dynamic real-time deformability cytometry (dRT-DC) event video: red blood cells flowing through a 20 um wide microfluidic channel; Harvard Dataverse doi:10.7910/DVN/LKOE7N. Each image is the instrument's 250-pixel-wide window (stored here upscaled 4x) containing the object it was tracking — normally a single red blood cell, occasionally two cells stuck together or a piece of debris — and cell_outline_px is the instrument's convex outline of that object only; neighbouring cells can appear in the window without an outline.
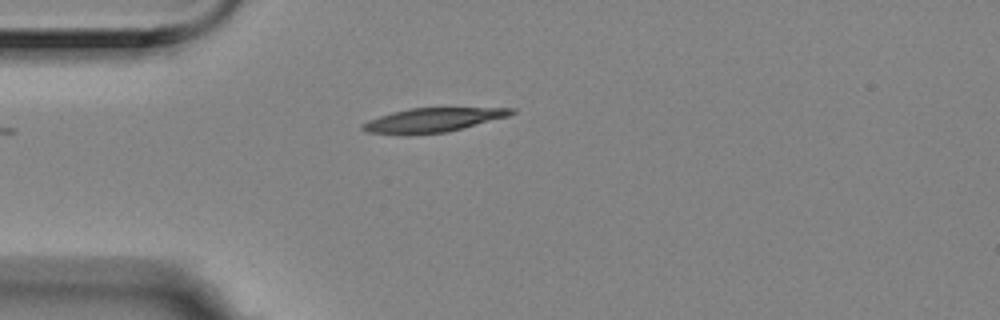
{"species": "Egyptian fruit bat (a non-hibernating species)", "species_latin": "Rousettus aegyptiacus", "temperature_condition": "room temperature", "stored_images_in_passage": 1, "camera_frame_rate_fps": 3000, "um_per_image_px": 0.085, "animal": {"sex": "female"}, "frame": {"image": 1, "passage_image": 1, "time_ms": 0.0, "image_size_px": [1000, 320], "cell_outline_px": [[516, 112], [508, 116], [448, 132], [368, 132], [360, 128], [360, 124], [368, 120], [392, 112], [408, 108], [516, 108]], "centroid_in_image_um": [36.85, 10.16], "position_along_channel_um": 48.1, "area_um2": 20.0}}